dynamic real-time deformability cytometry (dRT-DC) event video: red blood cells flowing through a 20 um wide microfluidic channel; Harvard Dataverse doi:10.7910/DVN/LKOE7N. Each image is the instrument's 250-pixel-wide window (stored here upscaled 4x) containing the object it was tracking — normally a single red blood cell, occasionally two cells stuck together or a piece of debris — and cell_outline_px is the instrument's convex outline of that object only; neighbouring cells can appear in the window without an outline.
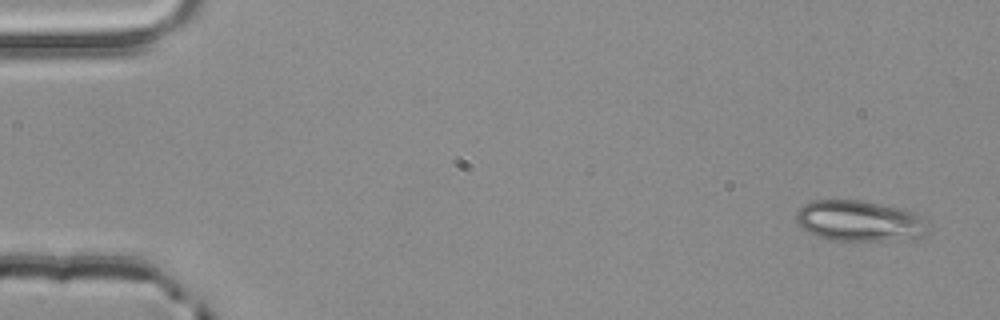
{"species": "common noctule bat (a hibernating species)", "species_latin": "Nyctalus noctula", "temperature_condition": "room temperature", "stored_images_in_passage": 4, "camera_frame_rate_fps": 3000, "um_per_image_px": 0.085, "animal": {"sex": "male", "body_mass_g": 20.4}, "frame": {"image": 1, "passage_image": 1, "time_ms": 0.0, "image_size_px": [1000, 320], "cell_outline_px": [[928, 232], [924, 236], [904, 240], [828, 240], [816, 236], [800, 228], [796, 220], [796, 212], [804, 204], [812, 200], [860, 200], [904, 208], [916, 212], [928, 220]], "centroid_in_image_um": [73.1, 18.78], "position_along_channel_um": 11.9, "area_um2": 32.02}}